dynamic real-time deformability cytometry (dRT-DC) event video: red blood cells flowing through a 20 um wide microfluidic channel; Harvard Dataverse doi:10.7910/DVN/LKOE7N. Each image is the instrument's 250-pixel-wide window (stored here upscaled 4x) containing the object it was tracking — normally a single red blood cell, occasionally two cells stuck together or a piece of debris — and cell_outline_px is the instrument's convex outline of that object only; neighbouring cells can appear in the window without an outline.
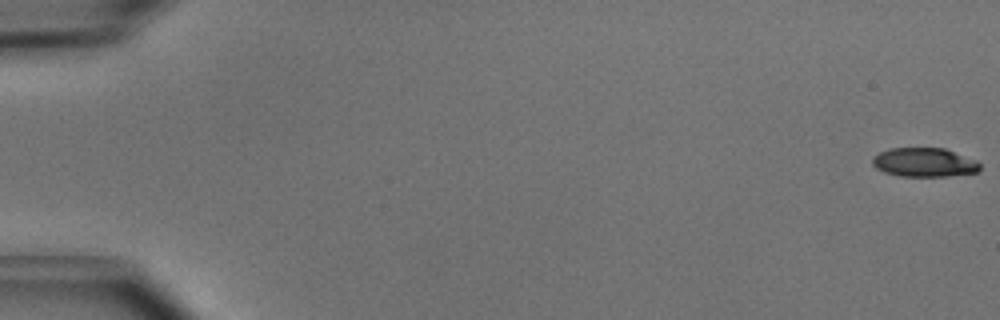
{"species": "common noctule bat (a hibernating species)", "species_latin": "Nyctalus noctula", "temperature_condition": "cold", "stored_images_in_passage": 51, "camera_frame_rate_fps": 3000, "um_per_image_px": 0.085, "animal": {"sex": "male", "body_mass_g": 15.6}, "frame": {"image": 1, "passage_image": 1, "time_ms": 0.0, "image_size_px": [1000, 320], "cell_outline_px": [[980, 168], [976, 172], [948, 176], [900, 176], [884, 172], [876, 168], [872, 164], [872, 156], [880, 152], [892, 148], [944, 148], [976, 160], [980, 164]], "centroid_in_image_um": [78.54, 13.8], "position_along_channel_um": 6.5, "area_um2": 18.09}}
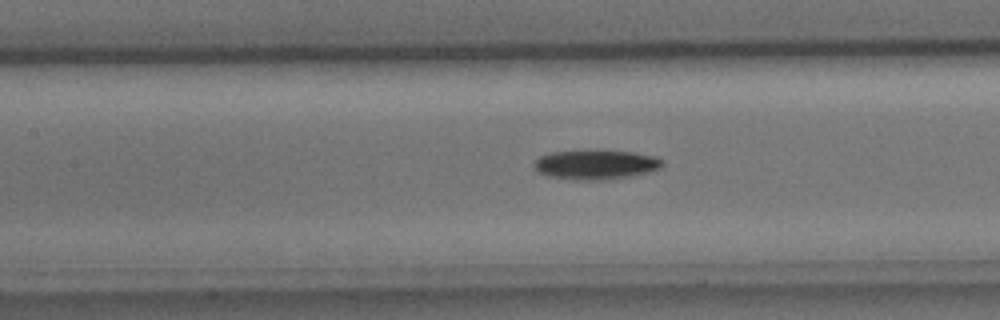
{"frame": {"image": 2, "passage_image": 24, "time_ms": 7.667, "image_size_px": [1000, 320], "cell_outline_px": [[664, 164], [660, 168], [648, 172], [632, 176], [604, 180], [576, 180], [548, 176], [536, 172], [532, 164], [540, 156], [552, 152], [632, 152], [656, 156], [664, 160]], "centroid_in_image_um": [50.65, 14.02], "position_along_channel_um": 156.8, "area_um2": 21.73}}
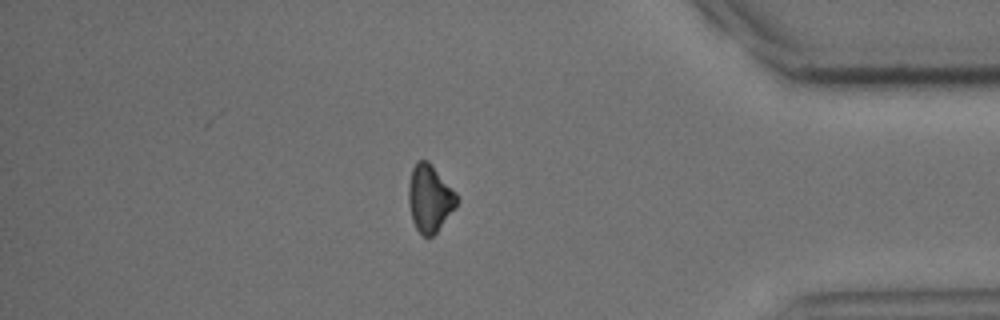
{"frame": {"image": 3, "passage_image": 44, "time_ms": 14.333, "image_size_px": [1000, 320], "cell_outline_px": [[456, 208], [436, 232], [432, 236], [424, 236], [416, 228], [412, 220], [408, 204], [408, 184], [412, 168], [416, 160], [428, 160], [432, 164], [456, 192]], "centroid_in_image_um": [36.5, 16.83], "position_along_channel_um": 398.7, "area_um2": 18.96}, "authors_computed_cell_mechanics": {"area_um2": 19.9988, "velocity_mm_per_s": 4.0518, "shape_relaxation_time_tau1_ms": 2.3248, "shape_relaxation_time_tau2_ms": null, "deformation_change_tau1": 0.0861, "deformation_change_tau2": null}}